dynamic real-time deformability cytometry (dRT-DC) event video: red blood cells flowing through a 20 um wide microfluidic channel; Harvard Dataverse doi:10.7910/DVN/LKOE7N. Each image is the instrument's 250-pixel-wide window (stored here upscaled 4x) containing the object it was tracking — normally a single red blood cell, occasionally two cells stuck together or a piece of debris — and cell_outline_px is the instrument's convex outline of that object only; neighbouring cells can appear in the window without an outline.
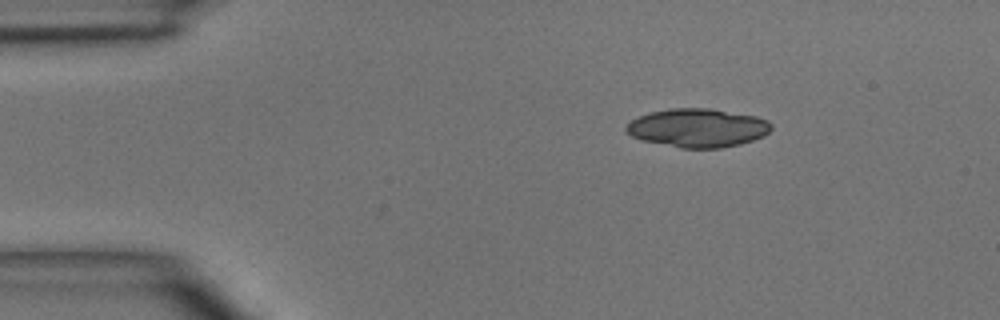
{"species": "common noctule bat (a hibernating species)", "species_latin": "Nyctalus noctula", "temperature_condition": "room temperature", "stored_images_in_passage": 5, "camera_frame_rate_fps": 3000, "um_per_image_px": 0.085, "animal": {"sex": "male", "body_mass_g": 15.6}, "frame": {"image": 1, "passage_image": 1, "time_ms": 0.0, "image_size_px": [1000, 320], "cell_outline_px": [[772, 128], [764, 136], [740, 144], [720, 148], [680, 148], [640, 140], [624, 132], [624, 128], [632, 120], [640, 116], [652, 112], [668, 108], [708, 108], [756, 116], [768, 120], [772, 124]], "centroid_in_image_um": [59.29, 10.87], "position_along_channel_um": 25.7, "area_um2": 32.71}}